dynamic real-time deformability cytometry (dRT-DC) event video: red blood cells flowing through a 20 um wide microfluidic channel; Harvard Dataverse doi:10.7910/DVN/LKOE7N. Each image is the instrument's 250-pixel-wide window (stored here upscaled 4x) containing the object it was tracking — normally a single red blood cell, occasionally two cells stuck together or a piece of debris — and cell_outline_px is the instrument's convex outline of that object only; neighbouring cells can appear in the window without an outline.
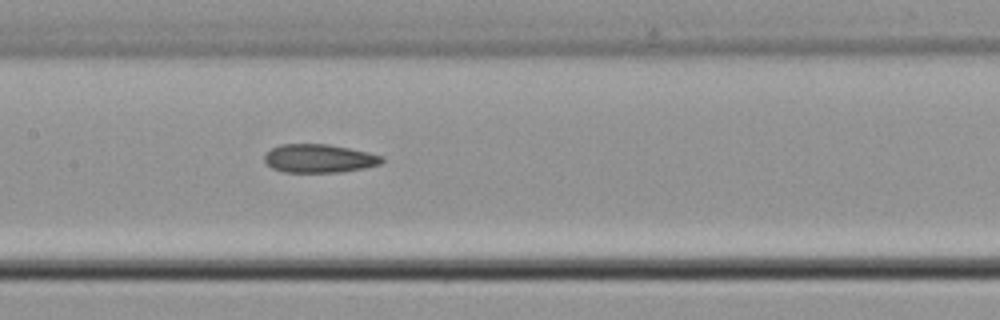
{"species": "common noctule bat (a hibernating species)", "species_latin": "Nyctalus noctula", "temperature_condition": "cold", "stored_images_in_passage": 4, "camera_frame_rate_fps": 3000, "um_per_image_px": 0.085, "animal": {"sex": "male", "body_mass_g": 21.5, "forearm_length_mm": 52.0}, "frame": {"image": 1, "passage_image": 4, "time_ms": 1.0, "image_size_px": [1000, 320], "cell_outline_px": [[384, 160], [380, 164], [364, 168], [340, 172], [284, 172], [272, 168], [264, 160], [264, 156], [272, 148], [280, 144], [328, 144], [368, 152], [384, 156]], "centroid_in_image_um": [27.14, 13.47], "position_along_channel_um": 180.3, "area_um2": 19.42}}